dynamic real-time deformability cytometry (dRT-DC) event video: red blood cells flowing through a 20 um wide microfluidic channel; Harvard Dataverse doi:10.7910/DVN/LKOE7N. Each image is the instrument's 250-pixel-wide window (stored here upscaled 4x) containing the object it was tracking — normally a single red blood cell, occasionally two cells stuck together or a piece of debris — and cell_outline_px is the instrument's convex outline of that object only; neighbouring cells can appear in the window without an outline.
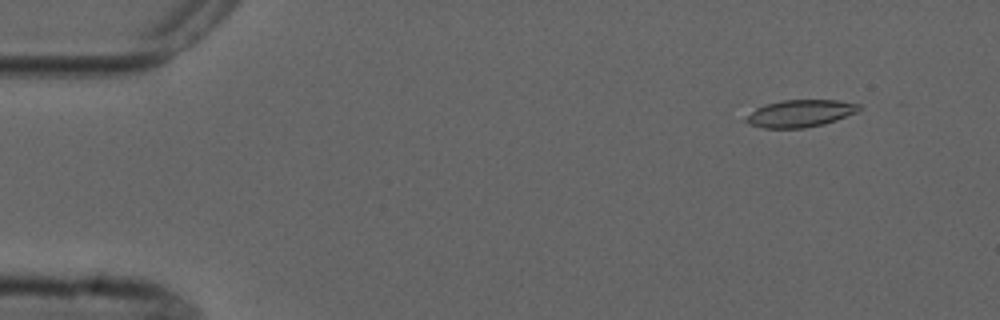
{"species": "common noctule bat (a hibernating species)", "species_latin": "Nyctalus noctula", "temperature_condition": "cold", "stored_images_in_passage": 5, "camera_frame_rate_fps": 3000, "um_per_image_px": 0.085, "animal": {"sex": "male", "forearm_length_mm": 52.5}, "frame": {"image": 1, "passage_image": 2, "time_ms": 1.333, "image_size_px": [1000, 320], "cell_outline_px": [[860, 108], [856, 112], [836, 120], [824, 124], [804, 128], [764, 128], [748, 124], [744, 120], [756, 108], [764, 104], [780, 100], [836, 100], [860, 104]], "centroid_in_image_um": [68.0, 9.64], "position_along_channel_um": 17.0, "area_um2": 17.86}}
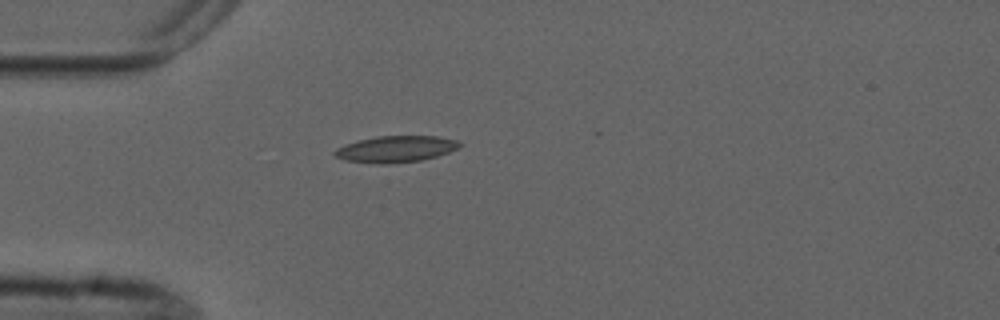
{"frame": {"image": 2, "passage_image": 5, "time_ms": 4.667, "image_size_px": [1000, 320], "cell_outline_px": [[460, 144], [456, 148], [448, 152], [436, 156], [420, 160], [388, 164], [376, 164], [344, 160], [336, 156], [332, 152], [336, 148], [344, 144], [376, 136], [436, 136], [456, 140]], "centroid_in_image_um": [33.57, 12.67], "position_along_channel_um": 51.4, "area_um2": 19.07}}